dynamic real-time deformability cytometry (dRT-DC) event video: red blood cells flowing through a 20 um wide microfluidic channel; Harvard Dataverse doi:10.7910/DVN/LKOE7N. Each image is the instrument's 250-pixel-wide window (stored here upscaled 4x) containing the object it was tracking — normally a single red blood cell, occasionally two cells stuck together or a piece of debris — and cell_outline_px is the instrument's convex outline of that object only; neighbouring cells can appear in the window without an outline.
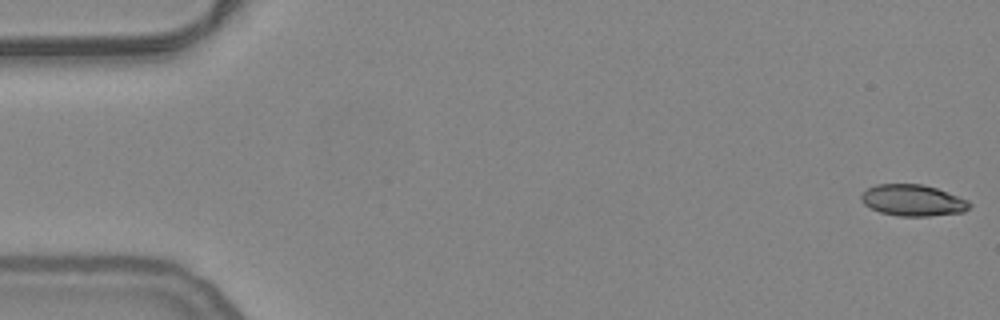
{"species": "common noctule bat (a hibernating species)", "species_latin": "Nyctalus noctula", "temperature_condition": "warm", "stored_images_in_passage": 26, "camera_frame_rate_fps": 3000, "um_per_image_px": 0.085, "animal": {"sex": "female", "body_mass_g": 24.6, "forearm_length_mm": 56.2}, "frame": {"image": 1, "passage_image": 1, "time_ms": 0.0, "image_size_px": [1000, 320], "cell_outline_px": [[972, 204], [964, 212], [928, 216], [900, 216], [880, 212], [864, 204], [860, 200], [860, 196], [868, 188], [876, 184], [924, 184], [936, 188], [968, 200]], "centroid_in_image_um": [77.59, 17.02], "position_along_channel_um": 7.4, "area_um2": 19.71}}
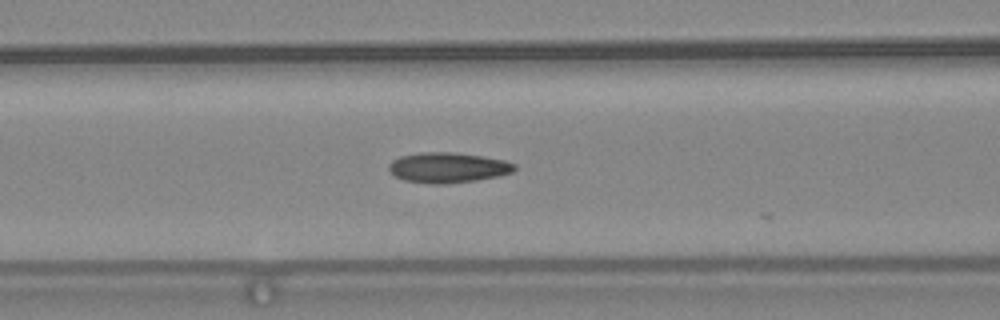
{"frame": {"image": 2, "passage_image": 22, "time_ms": 7.0, "image_size_px": [1000, 320], "cell_outline_px": [[516, 168], [512, 172], [500, 176], [476, 180], [444, 184], [436, 184], [404, 180], [388, 172], [388, 164], [392, 160], [400, 156], [420, 152], [452, 152], [484, 156], [504, 160], [516, 164]], "centroid_in_image_um": [38.06, 14.24], "position_along_channel_um": 128.5, "area_um2": 22.31}}
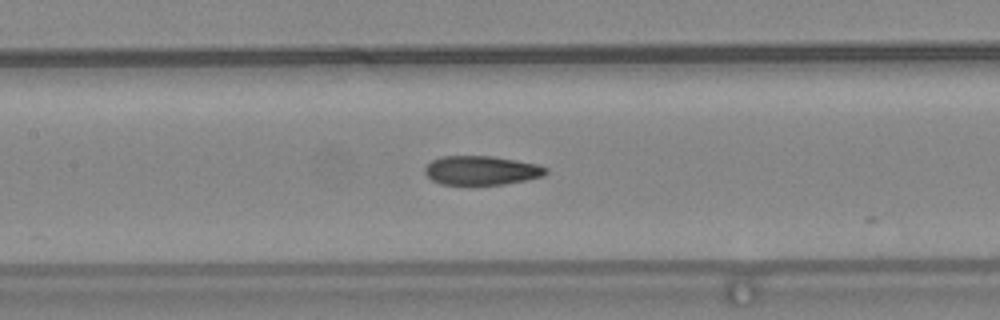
{"frame": {"image": 3, "passage_image": 25, "time_ms": 8.0, "image_size_px": [1000, 320], "cell_outline_px": [[548, 172], [544, 176], [504, 184], [440, 184], [432, 180], [424, 172], [424, 168], [432, 160], [440, 156], [492, 156], [540, 164], [548, 168]], "centroid_in_image_um": [40.94, 14.47], "position_along_channel_um": 166.5, "area_um2": 20.52}}